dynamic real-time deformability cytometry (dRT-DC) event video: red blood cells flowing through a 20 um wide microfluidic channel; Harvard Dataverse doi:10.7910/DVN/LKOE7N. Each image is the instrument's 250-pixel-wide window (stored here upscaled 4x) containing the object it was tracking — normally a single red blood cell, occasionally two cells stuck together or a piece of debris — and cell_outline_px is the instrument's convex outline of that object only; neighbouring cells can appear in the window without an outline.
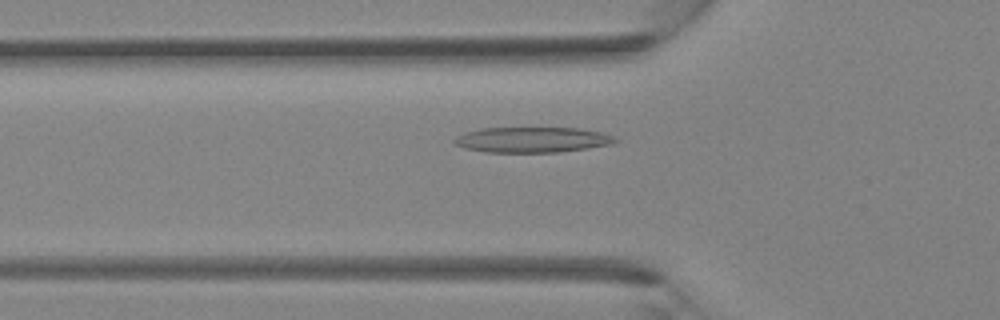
{"species": "Egyptian fruit bat (a non-hibernating species)", "species_latin": "Rousettus aegyptiacus", "temperature_condition": "room temperature", "stored_images_in_passage": 40, "camera_frame_rate_fps": 3000, "um_per_image_px": 0.085, "animal": {"sex": "female"}, "frame": {"image": 1, "passage_image": 14, "time_ms": 4.333, "image_size_px": [1000, 320], "cell_outline_px": [[620, 140], [612, 144], [588, 148], [560, 152], [484, 152], [464, 148], [456, 144], [452, 140], [456, 136], [464, 132], [480, 128], [580, 128], [600, 132], [612, 136]], "centroid_in_image_um": [45.22, 11.88], "position_along_channel_um": 80.6, "area_um2": 23.93}}
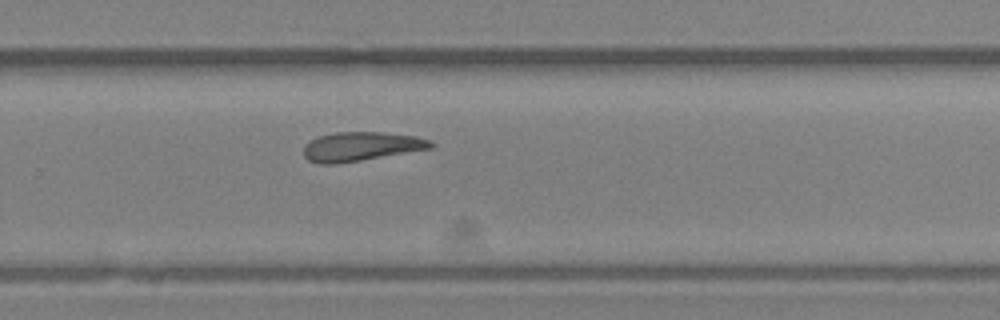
{"frame": {"image": 2, "passage_image": 27, "time_ms": 8.667, "image_size_px": [1000, 320], "cell_outline_px": [[436, 144], [432, 148], [336, 164], [320, 164], [308, 160], [304, 156], [304, 144], [320, 136], [332, 132], [384, 132], [416, 136], [428, 140]], "centroid_in_image_um": [30.68, 12.44], "position_along_channel_um": 299.1, "area_um2": 21.44}}
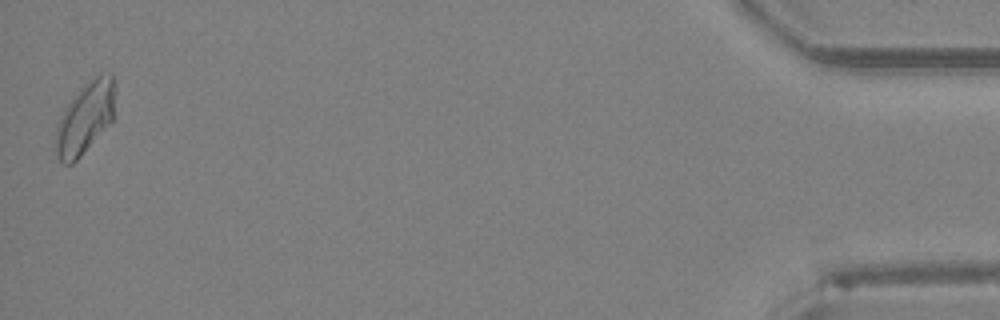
{"frame": {"image": 3, "passage_image": 40, "time_ms": 13.0, "image_size_px": [1000, 320], "cell_outline_px": [[116, 88], [112, 120], [80, 156], [72, 164], [64, 164], [56, 156], [56, 128], [60, 116], [68, 104], [80, 88], [88, 80], [96, 76], [112, 72], [116, 84]], "centroid_in_image_um": [7.25, 9.98], "position_along_channel_um": 427.9, "area_um2": 24.51}}